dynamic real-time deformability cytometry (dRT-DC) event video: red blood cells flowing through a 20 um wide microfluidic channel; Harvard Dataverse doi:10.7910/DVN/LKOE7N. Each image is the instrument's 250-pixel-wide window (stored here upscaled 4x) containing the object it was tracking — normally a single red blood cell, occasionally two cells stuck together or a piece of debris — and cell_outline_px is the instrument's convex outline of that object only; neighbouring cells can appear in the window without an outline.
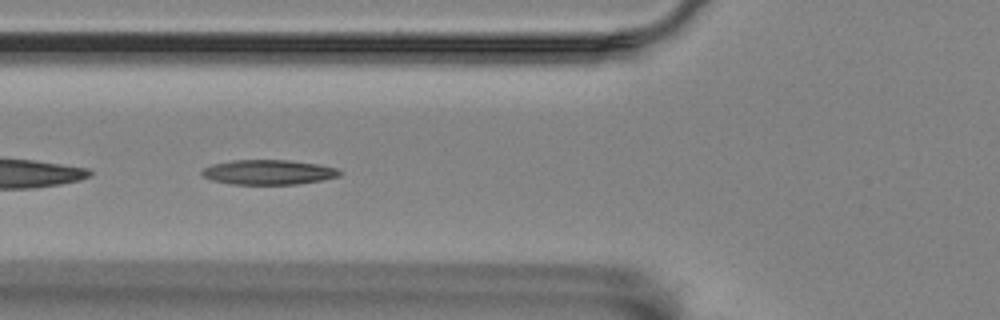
{"species": "Egyptian fruit bat (a non-hibernating species)", "species_latin": "Rousettus aegyptiacus", "temperature_condition": "room temperature", "stored_images_in_passage": 31, "camera_frame_rate_fps": 3000, "um_per_image_px": 0.085, "animal": {"sex": "female"}, "frame": {"image": 1, "passage_image": 4, "time_ms": 1.0, "image_size_px": [1000, 320], "cell_outline_px": [[340, 176], [320, 180], [296, 184], [232, 184], [212, 180], [204, 176], [200, 172], [204, 168], [212, 164], [232, 160], [288, 160], [320, 164], [336, 168], [340, 172]], "centroid_in_image_um": [22.8, 14.63], "position_along_channel_um": 103.0, "area_um2": 19.77}}
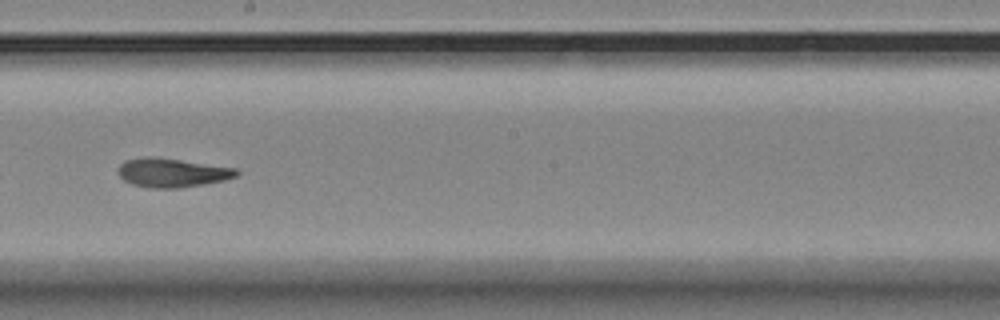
{"frame": {"image": 2, "passage_image": 15, "time_ms": 4.667, "image_size_px": [1000, 320], "cell_outline_px": [[240, 172], [236, 176], [224, 180], [204, 184], [180, 188], [148, 188], [132, 184], [124, 180], [120, 176], [120, 164], [124, 160], [180, 160], [236, 168]], "centroid_in_image_um": [14.71, 14.74], "position_along_channel_um": 233.5, "area_um2": 18.96}}
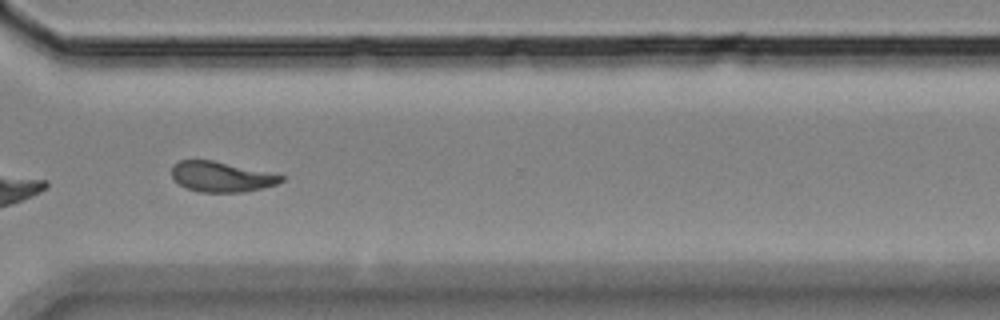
{"frame": {"image": 3, "passage_image": 25, "time_ms": 8.0, "image_size_px": [1000, 320], "cell_outline_px": [[284, 180], [276, 184], [244, 192], [200, 192], [184, 188], [172, 176], [172, 168], [180, 160], [212, 160], [284, 176]], "centroid_in_image_um": [18.79, 15.03], "position_along_channel_um": 351.8, "area_um2": 18.9}, "authors_computed_cell_mechanics": {"area_um2": 19.5364, "velocity_mm_per_s": 3.551, "shape_relaxation_time_tau1_ms": 10.6073, "shape_relaxation_time_tau2_ms": 3.7349, "deformation_change_tau1": 0.2427, "deformation_change_tau2": 0.1179}}